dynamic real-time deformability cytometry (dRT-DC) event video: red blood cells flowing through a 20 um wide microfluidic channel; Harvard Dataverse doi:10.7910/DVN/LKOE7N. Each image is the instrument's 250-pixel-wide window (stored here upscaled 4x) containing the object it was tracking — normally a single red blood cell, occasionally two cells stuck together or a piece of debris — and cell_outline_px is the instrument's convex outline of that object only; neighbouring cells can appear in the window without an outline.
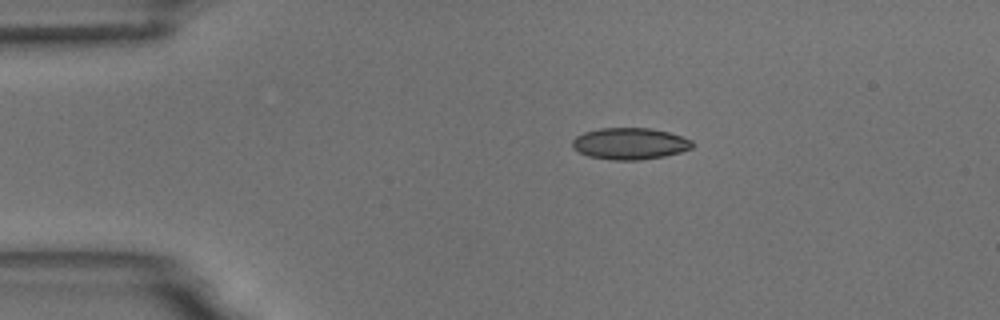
{"species": "common noctule bat (a hibernating species)", "species_latin": "Nyctalus noctula", "temperature_condition": "room temperature", "stored_images_in_passage": 3, "camera_frame_rate_fps": 3000, "um_per_image_px": 0.085, "animal": {"sex": "male", "body_mass_g": 18.8}, "frame": {"image": 1, "passage_image": 1, "time_ms": 0.0, "image_size_px": [1000, 320], "cell_outline_px": [[692, 148], [680, 152], [664, 156], [640, 160], [612, 160], [588, 156], [572, 148], [572, 140], [576, 136], [584, 132], [600, 128], [652, 128], [668, 132], [692, 140]], "centroid_in_image_um": [53.51, 12.21], "position_along_channel_um": 31.5, "area_um2": 22.08}}
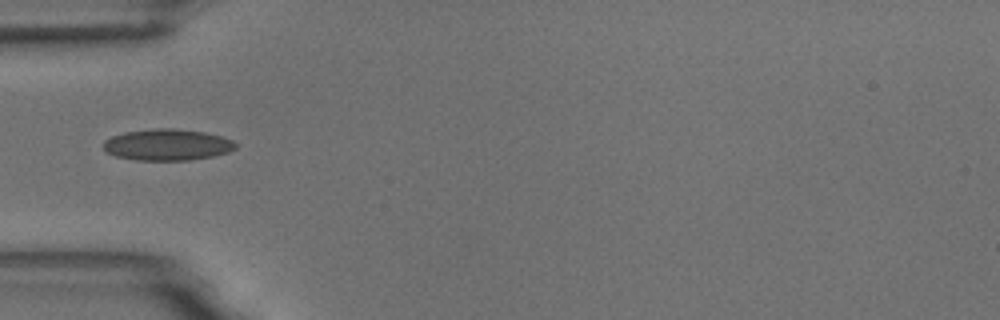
{"frame": {"image": 2, "passage_image": 3, "time_ms": 2.333, "image_size_px": [1000, 320], "cell_outline_px": [[236, 148], [228, 152], [212, 156], [188, 160], [136, 160], [116, 156], [108, 152], [104, 148], [104, 140], [112, 136], [124, 132], [152, 128], [176, 128], [204, 132], [220, 136], [232, 140], [236, 144]], "centroid_in_image_um": [14.21, 12.29], "position_along_channel_um": 70.8, "area_um2": 24.1}}